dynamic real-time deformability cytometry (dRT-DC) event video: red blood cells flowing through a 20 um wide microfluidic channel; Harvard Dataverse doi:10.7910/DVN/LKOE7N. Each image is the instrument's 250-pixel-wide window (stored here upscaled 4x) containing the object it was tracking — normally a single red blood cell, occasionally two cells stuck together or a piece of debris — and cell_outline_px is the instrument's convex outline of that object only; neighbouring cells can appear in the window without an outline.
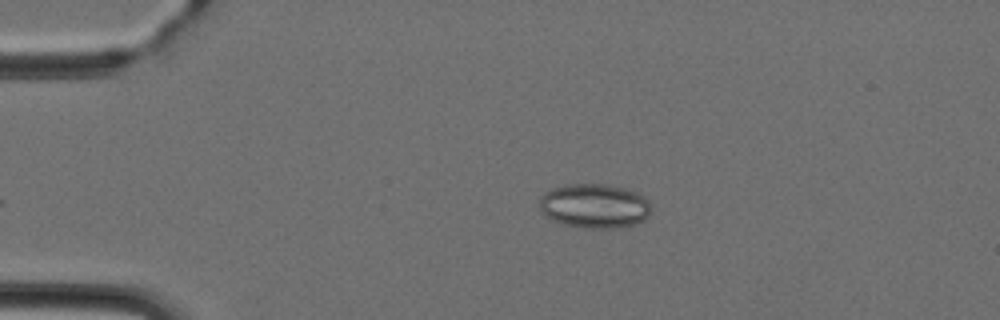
{"species": "Egyptian fruit bat (a non-hibernating species)", "species_latin": "Rousettus aegyptiacus", "temperature_condition": "cold", "stored_images_in_passage": 34, "camera_frame_rate_fps": 3000, "um_per_image_px": 0.085, "animal": {"sex": "female"}, "frame": {"image": 1, "passage_image": 2, "time_ms": 0.333, "image_size_px": [1000, 320], "cell_outline_px": [[652, 204], [648, 216], [644, 220], [632, 224], [612, 228], [584, 228], [564, 224], [544, 216], [540, 212], [540, 196], [544, 192], [552, 188], [564, 184], [604, 184], [628, 188], [644, 196]], "centroid_in_image_um": [50.52, 17.49], "position_along_channel_um": 34.5, "area_um2": 29.13}}
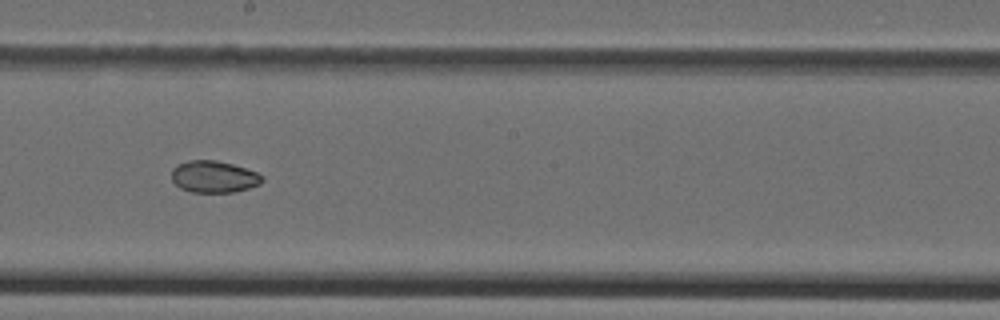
{"frame": {"image": 2, "passage_image": 19, "time_ms": 6.0, "image_size_px": [1000, 320], "cell_outline_px": [[264, 180], [260, 184], [248, 188], [232, 192], [192, 192], [180, 188], [172, 180], [172, 168], [176, 164], [188, 160], [216, 160], [232, 164], [256, 172], [264, 176]], "centroid_in_image_um": [18.16, 15.01], "position_along_channel_um": 230.0, "area_um2": 16.82}}
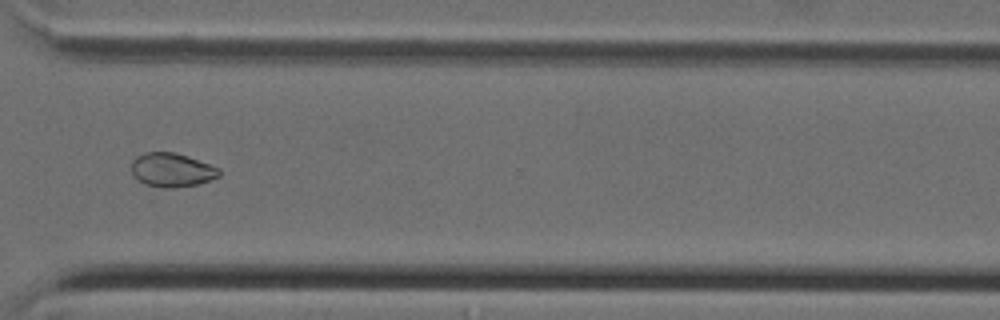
{"frame": {"image": 3, "passage_image": 28, "time_ms": 9.0, "image_size_px": [1000, 320], "cell_outline_px": [[220, 176], [196, 184], [176, 188], [164, 188], [144, 184], [136, 180], [132, 172], [132, 160], [136, 156], [144, 152], [176, 152], [188, 156], [220, 168]], "centroid_in_image_um": [14.58, 14.44], "position_along_channel_um": 356.0, "area_um2": 17.46}}